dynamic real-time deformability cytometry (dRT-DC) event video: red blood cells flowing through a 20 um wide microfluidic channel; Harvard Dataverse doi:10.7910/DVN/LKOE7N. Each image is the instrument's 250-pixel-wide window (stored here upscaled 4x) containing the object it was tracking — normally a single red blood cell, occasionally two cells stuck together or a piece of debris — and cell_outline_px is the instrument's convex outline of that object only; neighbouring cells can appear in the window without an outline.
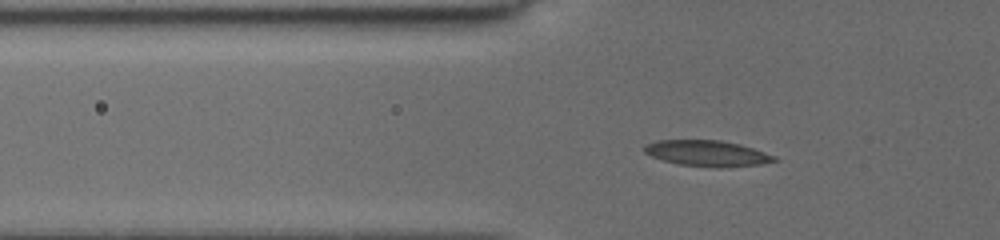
{"species": "common noctule bat (a hibernating species)", "species_latin": "Nyctalus noctula", "temperature_condition": "cold", "stored_images_in_passage": 60, "camera_frame_rate_fps": 3000, "um_per_image_px": 0.085, "animal": {"sex": "female", "body_mass_g": 19.5, "forearm_length_mm": 54.1}, "frame": {"image": 1, "passage_image": 14, "time_ms": 3.667, "image_size_px": [1000, 240], "cell_outline_px": [[780, 160], [760, 164], [720, 168], [716, 168], [680, 164], [664, 160], [652, 156], [644, 152], [644, 144], [656, 140], [720, 140], [740, 144], [776, 156]], "centroid_in_image_um": [60.12, 13.03], "position_along_channel_um": 65.7, "area_um2": 19.59}}
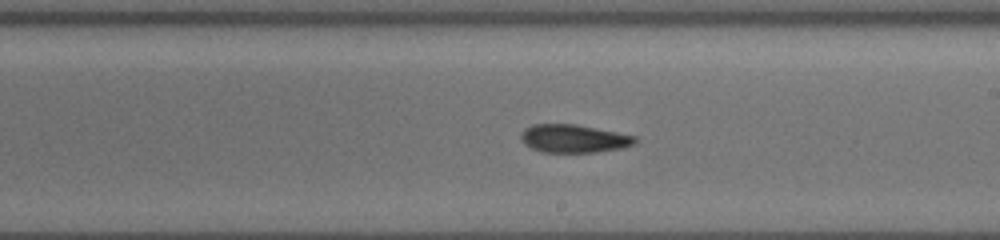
{"frame": {"image": 2, "passage_image": 32, "time_ms": 8.333, "image_size_px": [1000, 240], "cell_outline_px": [[636, 144], [624, 148], [596, 152], [540, 152], [524, 144], [520, 136], [520, 132], [524, 128], [532, 124], [576, 124], [636, 136]], "centroid_in_image_um": [48.75, 11.78], "position_along_channel_um": 240.2, "area_um2": 18.84}}
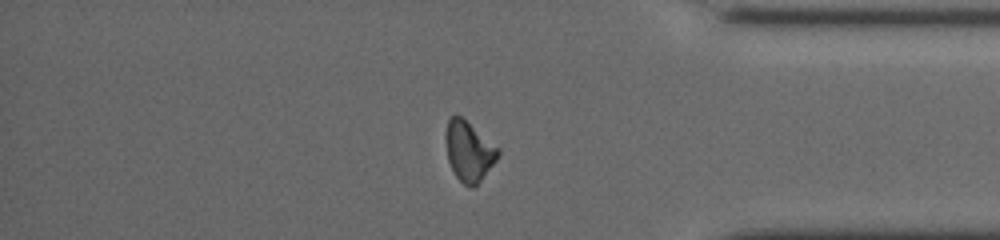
{"frame": {"image": 3, "passage_image": 48, "time_ms": 12.667, "image_size_px": [1000, 240], "cell_outline_px": [[500, 156], [480, 180], [472, 188], [468, 188], [456, 176], [448, 160], [448, 120], [452, 116], [460, 116], [500, 148]], "centroid_in_image_um": [39.92, 12.89], "position_along_channel_um": 395.3, "area_um2": 17.57}, "authors_computed_cell_mechanics": {"area_um2": 18.2648, "velocity_mm_per_s": 3.8923, "shape_relaxation_time_tau1_ms": null, "shape_relaxation_time_tau2_ms": 5.5965, "deformation_change_tau1": null, "deformation_change_tau2": 0.1276}}